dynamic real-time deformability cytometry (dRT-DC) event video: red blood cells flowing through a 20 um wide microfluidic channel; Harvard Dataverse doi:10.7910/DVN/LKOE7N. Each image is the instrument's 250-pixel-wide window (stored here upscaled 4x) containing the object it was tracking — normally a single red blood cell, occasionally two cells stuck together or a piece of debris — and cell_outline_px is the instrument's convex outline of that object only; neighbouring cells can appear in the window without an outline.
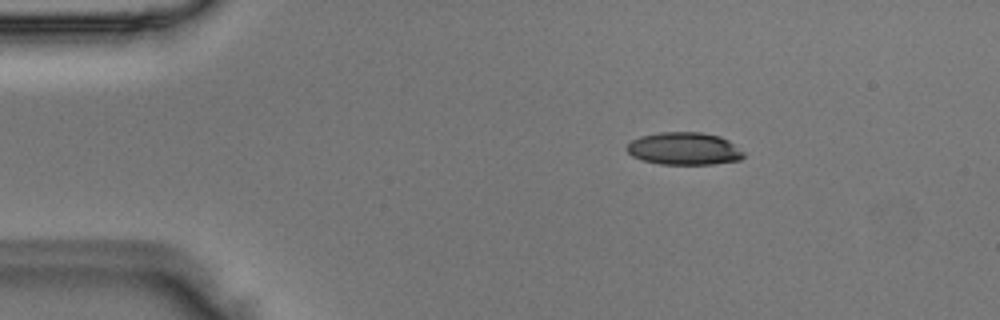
{"species": "Egyptian fruit bat (a non-hibernating species)", "species_latin": "Rousettus aegyptiacus", "temperature_condition": "room temperature", "stored_images_in_passage": 5, "camera_frame_rate_fps": 3000, "um_per_image_px": 0.085, "animal": {"sex": "male"}, "frame": {"image": 1, "passage_image": 3, "time_ms": 0.667, "image_size_px": [1000, 320], "cell_outline_px": [[744, 156], [740, 160], [712, 164], [660, 164], [640, 160], [632, 156], [624, 148], [632, 140], [640, 136], [660, 132], [700, 132], [720, 136], [728, 140], [744, 152]], "centroid_in_image_um": [58.12, 12.64], "position_along_channel_um": 26.9, "area_um2": 22.25}}
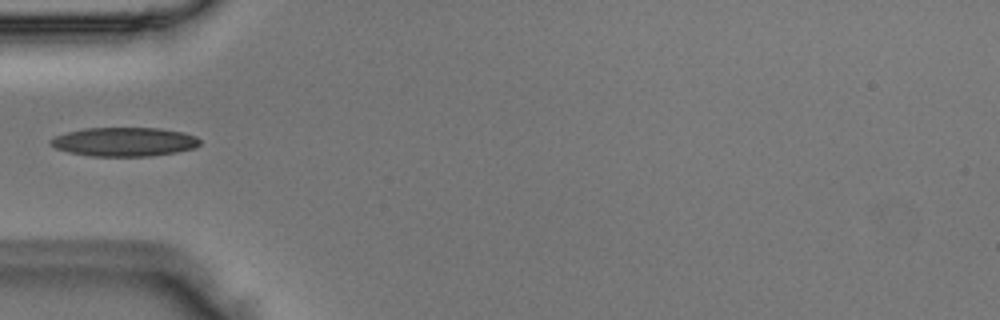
{"frame": {"image": 2, "passage_image": 4, "time_ms": 1.0, "image_size_px": [1000, 320], "cell_outline_px": [[200, 144], [196, 148], [176, 152], [148, 156], [92, 156], [68, 152], [56, 148], [48, 144], [48, 140], [56, 136], [68, 132], [84, 128], [160, 128], [184, 132], [196, 136], [200, 140]], "centroid_in_image_um": [10.57, 12.05], "position_along_channel_um": 74.4, "area_um2": 25.26}}
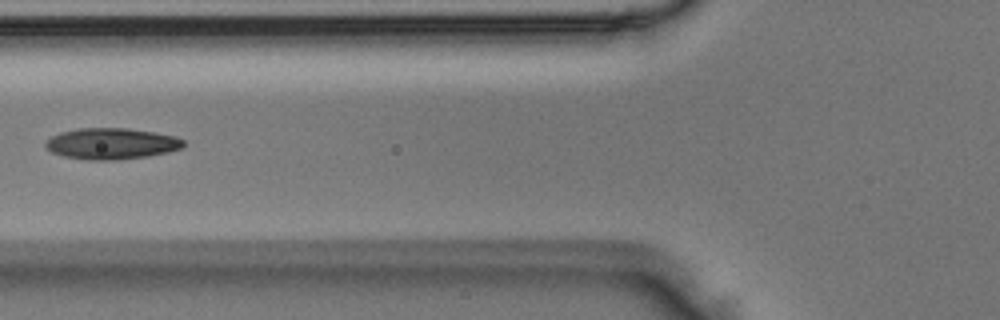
{"frame": {"image": 3, "passage_image": 5, "time_ms": 1.333, "image_size_px": [1000, 320], "cell_outline_px": [[184, 144], [180, 148], [168, 152], [148, 156], [116, 160], [88, 160], [64, 156], [52, 152], [44, 144], [52, 136], [60, 132], [76, 128], [128, 128], [176, 136], [184, 140]], "centroid_in_image_um": [9.47, 12.21], "position_along_channel_um": 116.3, "area_um2": 24.97}}